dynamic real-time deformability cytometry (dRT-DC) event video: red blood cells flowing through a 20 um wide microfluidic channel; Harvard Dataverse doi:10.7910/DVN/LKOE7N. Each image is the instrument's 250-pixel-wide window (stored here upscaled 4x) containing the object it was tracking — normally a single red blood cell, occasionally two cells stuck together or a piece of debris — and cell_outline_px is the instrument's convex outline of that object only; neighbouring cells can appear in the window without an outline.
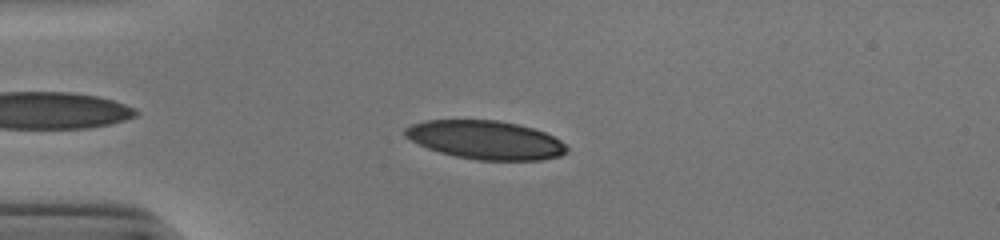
{"species": "human", "species_latin": "Homo sapiens", "temperature_condition": "cold", "stored_images_in_passage": 38, "camera_frame_rate_fps": 3000, "um_per_image_px": 0.085, "donor": {"sex": "male"}, "frame": {"image": 1, "passage_image": 6, "time_ms": 1.667, "image_size_px": [1000, 240], "cell_outline_px": [[568, 152], [560, 156], [540, 160], [476, 160], [456, 156], [440, 152], [428, 148], [404, 136], [404, 128], [412, 124], [424, 120], [496, 120], [520, 124], [544, 132], [560, 140], [568, 148]], "centroid_in_image_um": [41.28, 11.89], "position_along_channel_um": 43.7, "area_um2": 36.3}}
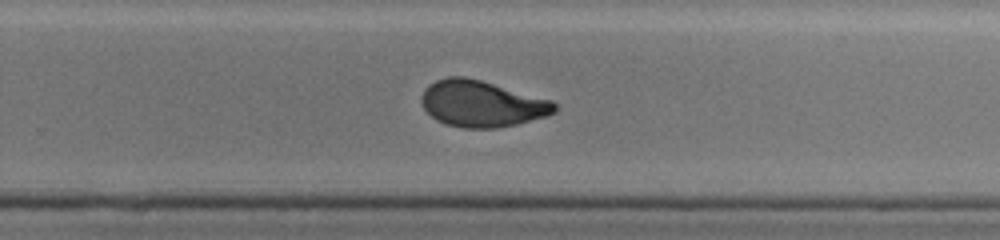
{"frame": {"image": 2, "passage_image": 27, "time_ms": 8.667, "image_size_px": [1000, 240], "cell_outline_px": [[556, 112], [544, 116], [516, 124], [496, 128], [464, 128], [448, 124], [436, 120], [424, 108], [420, 100], [420, 96], [424, 88], [428, 84], [436, 80], [448, 76], [464, 76], [480, 80], [552, 100], [556, 104]], "centroid_in_image_um": [40.91, 8.8], "position_along_channel_um": 288.9, "area_um2": 35.78}}
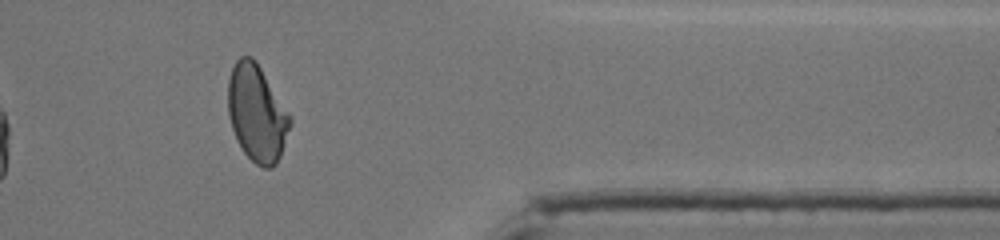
{"frame": {"image": 3, "passage_image": 36, "time_ms": 11.667, "image_size_px": [1000, 240], "cell_outline_px": [[292, 124], [280, 156], [276, 164], [272, 168], [264, 168], [256, 164], [244, 152], [236, 140], [228, 116], [228, 80], [232, 68], [236, 60], [240, 56], [252, 56], [256, 60], [292, 116]], "centroid_in_image_um": [21.84, 9.61], "position_along_channel_um": 389.6, "area_um2": 35.32}, "authors_computed_cell_mechanics": {"area_um2": 36.2984, "velocity_mm_per_s": 3.8937, "shape_relaxation_time_tau1_ms": 7.5543, "shape_relaxation_time_tau2_ms": 1.0251, "deformation_change_tau1": 0.2332, "deformation_change_tau2": 0.0633}}